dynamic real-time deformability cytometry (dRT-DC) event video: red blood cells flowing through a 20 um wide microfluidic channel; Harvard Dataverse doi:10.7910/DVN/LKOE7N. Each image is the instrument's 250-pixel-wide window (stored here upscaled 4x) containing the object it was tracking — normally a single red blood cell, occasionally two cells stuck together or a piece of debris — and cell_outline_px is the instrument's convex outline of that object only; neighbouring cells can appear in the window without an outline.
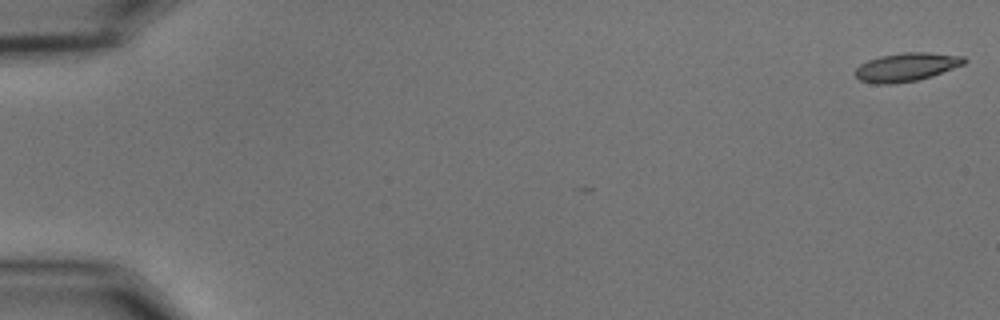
{"species": "common noctule bat (a hibernating species)", "species_latin": "Nyctalus noctula", "temperature_condition": "cold", "stored_images_in_passage": 56, "camera_frame_rate_fps": 3000, "um_per_image_px": 0.085, "animal": {"sex": "male", "body_mass_g": 15.6}, "frame": {"image": 1, "passage_image": 1, "time_ms": 0.0, "image_size_px": [1000, 320], "cell_outline_px": [[968, 60], [964, 64], [932, 76], [916, 80], [892, 84], [876, 84], [860, 80], [856, 76], [856, 68], [860, 64], [868, 60], [880, 56], [904, 52], [928, 52], [964, 56]], "centroid_in_image_um": [77.06, 5.69], "position_along_channel_um": 7.9, "area_um2": 18.03}}
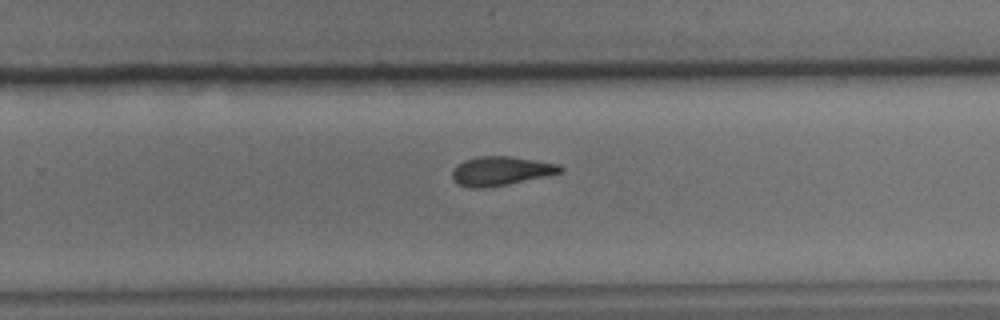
{"frame": {"image": 2, "passage_image": 37, "time_ms": 12.0, "image_size_px": [1000, 320], "cell_outline_px": [[564, 172], [508, 184], [484, 188], [468, 188], [452, 180], [452, 172], [464, 160], [476, 156], [512, 156], [560, 164], [564, 168]], "centroid_in_image_um": [42.6, 14.53], "position_along_channel_um": 287.2, "area_um2": 18.32}}
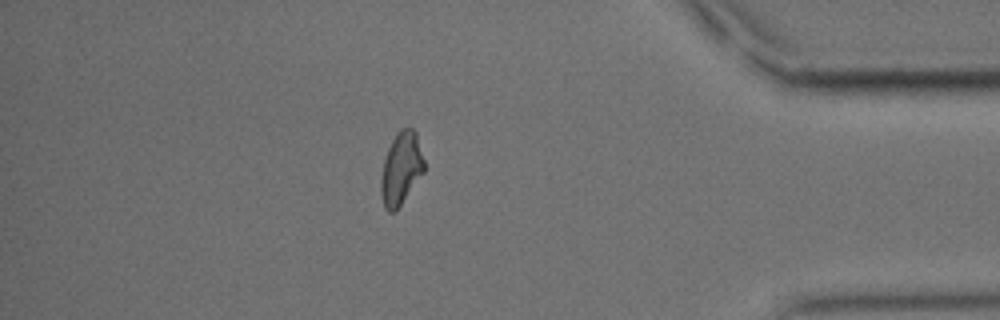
{"frame": {"image": 3, "passage_image": 49, "time_ms": 16.0, "image_size_px": [1000, 320], "cell_outline_px": [[424, 172], [396, 212], [388, 212], [384, 208], [380, 192], [380, 180], [384, 160], [388, 148], [392, 140], [400, 128], [412, 128], [416, 132], [424, 160]], "centroid_in_image_um": [34.08, 14.36], "position_along_channel_um": 401.1, "area_um2": 18.38}, "authors_computed_cell_mechanics": {"area_um2": 18.3226, "velocity_mm_per_s": 3.6344, "shape_relaxation_time_tau1_ms": 5.709, "shape_relaxation_time_tau2_ms": 4.2387, "deformation_change_tau1": 0.1591, "deformation_change_tau2": 0.107}}